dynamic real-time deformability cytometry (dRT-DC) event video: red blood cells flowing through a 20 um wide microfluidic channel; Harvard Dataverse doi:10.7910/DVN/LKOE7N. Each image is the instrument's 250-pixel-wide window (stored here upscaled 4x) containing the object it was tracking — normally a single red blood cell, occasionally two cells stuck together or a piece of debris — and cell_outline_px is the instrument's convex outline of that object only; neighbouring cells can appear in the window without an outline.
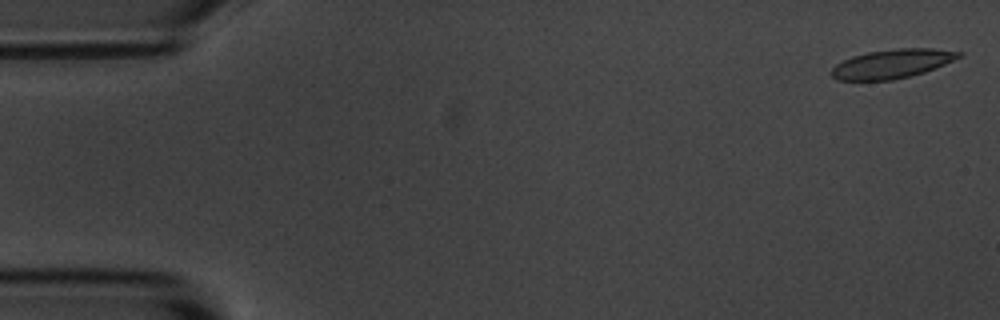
{"species": "common noctule bat (a hibernating species)", "species_latin": "Nyctalus noctula", "temperature_condition": "room temperature", "stored_images_in_passage": 54, "camera_frame_rate_fps": 3000, "um_per_image_px": 0.085, "animal": {"sex": "male", "body_mass_g": 20.1, "forearm_length_mm": 53.5}, "frame": {"image": 1, "passage_image": 1, "time_ms": 0.0, "image_size_px": [1000, 320], "cell_outline_px": [[964, 56], [924, 72], [892, 80], [836, 80], [828, 72], [836, 64], [852, 56], [868, 52], [900, 48], [932, 48], [964, 52]], "centroid_in_image_um": [75.83, 5.41], "position_along_channel_um": 9.2, "area_um2": 21.5}}
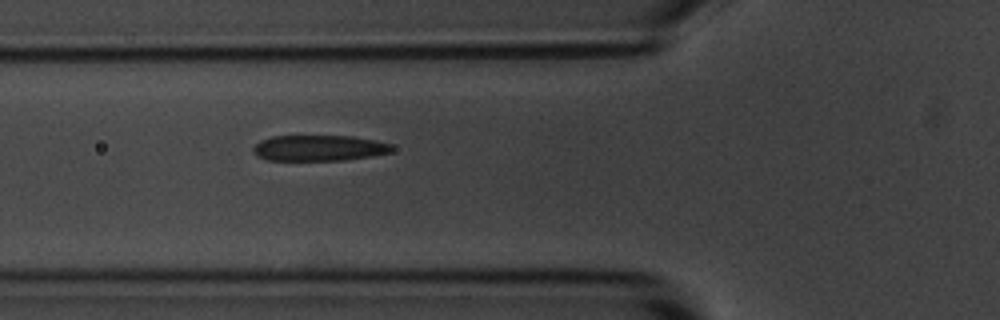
{"frame": {"image": 2, "passage_image": 19, "time_ms": 6.0, "image_size_px": [1000, 320], "cell_outline_px": [[392, 152], [372, 156], [344, 160], [268, 160], [256, 156], [252, 152], [252, 148], [260, 140], [272, 136], [352, 136], [392, 144]], "centroid_in_image_um": [27.08, 12.58], "position_along_channel_um": 98.7, "area_um2": 20.87}}
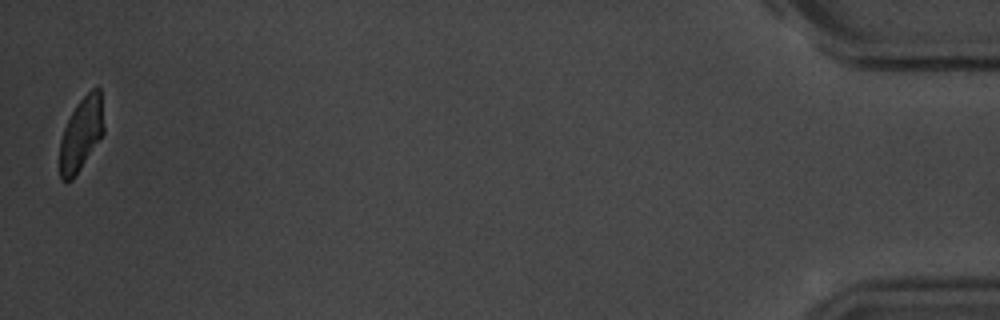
{"frame": {"image": 3, "passage_image": 54, "time_ms": 17.667, "image_size_px": [1000, 320], "cell_outline_px": [[104, 132], [72, 180], [60, 180], [60, 140], [64, 128], [76, 104], [92, 88], [100, 88], [104, 128]], "centroid_in_image_um": [6.89, 11.37], "position_along_channel_um": 428.3, "area_um2": 18.44}, "authors_computed_cell_mechanics": {"area_um2": 21.9929, "velocity_mm_per_s": 3.6235, "shape_relaxation_time_tau1_ms": 4.833, "shape_relaxation_time_tau2_ms": 1.0867, "deformation_change_tau1": 0.1655, "deformation_change_tau2": 0.0872}}